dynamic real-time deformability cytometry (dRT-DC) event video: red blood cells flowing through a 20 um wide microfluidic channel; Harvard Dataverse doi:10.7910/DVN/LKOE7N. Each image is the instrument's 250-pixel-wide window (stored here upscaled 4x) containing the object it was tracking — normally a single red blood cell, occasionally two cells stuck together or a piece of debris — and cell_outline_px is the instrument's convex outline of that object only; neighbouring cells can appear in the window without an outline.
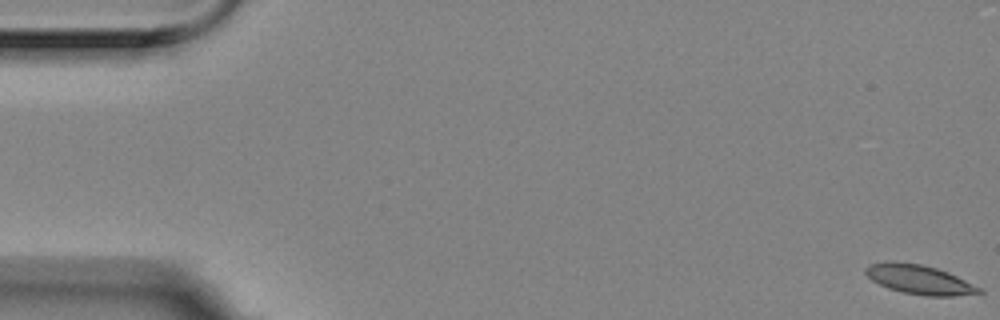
{"species": "Egyptian fruit bat (a non-hibernating species)", "species_latin": "Rousettus aegyptiacus", "temperature_condition": "room temperature", "stored_images_in_passage": 5, "camera_frame_rate_fps": 3000, "um_per_image_px": 0.085, "animal": {"sex": "female"}, "frame": {"image": 1, "passage_image": 1, "time_ms": 0.0, "image_size_px": [1000, 320], "cell_outline_px": [[984, 292], [952, 296], [928, 296], [904, 292], [888, 288], [872, 280], [864, 272], [864, 268], [868, 264], [892, 260], [920, 264], [936, 268], [948, 272], [984, 288]], "centroid_in_image_um": [78.15, 23.74], "position_along_channel_um": 6.9, "area_um2": 19.48}}